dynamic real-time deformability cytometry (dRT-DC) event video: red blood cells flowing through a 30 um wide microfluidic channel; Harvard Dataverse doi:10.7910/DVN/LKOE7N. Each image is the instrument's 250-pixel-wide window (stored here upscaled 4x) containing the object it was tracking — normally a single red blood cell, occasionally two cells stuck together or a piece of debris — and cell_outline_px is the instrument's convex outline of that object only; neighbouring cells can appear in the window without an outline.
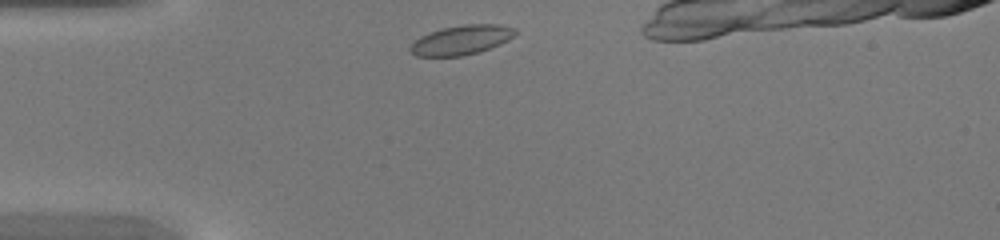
{"species": "common noctule bat (a hibernating species)", "species_latin": "Nyctalus noctula", "temperature_condition": "warm", "stored_images_in_passage": 29, "camera_frame_rate_fps": 3000, "um_per_image_px": 0.085, "animal": {"sex": "female", "body_mass_g": 20.0, "forearm_length_mm": 54.0}, "frame": {"image": 1, "passage_image": 1, "time_ms": 0.0, "image_size_px": [1000, 240], "cell_outline_px": [[516, 32], [508, 40], [500, 44], [480, 52], [460, 56], [416, 56], [408, 52], [408, 48], [420, 36], [428, 32], [440, 28], [464, 24], [500, 24], [516, 28]], "centroid_in_image_um": [39.19, 3.39], "position_along_channel_um": 45.8, "area_um2": 18.21}}
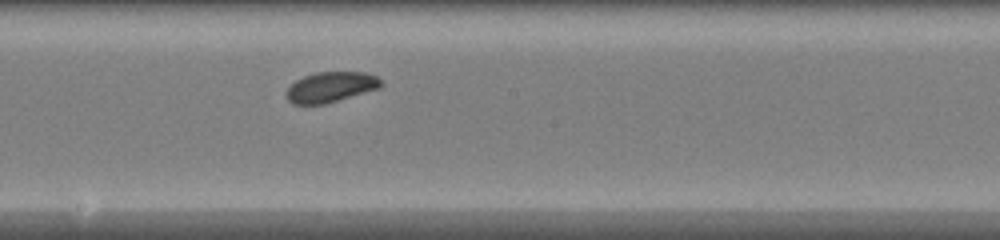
{"frame": {"image": 2, "passage_image": 14, "time_ms": 4.333, "image_size_px": [1000, 240], "cell_outline_px": [[384, 84], [380, 88], [324, 104], [292, 104], [284, 96], [284, 92], [296, 80], [304, 76], [316, 72], [364, 72], [376, 76]], "centroid_in_image_um": [28.09, 7.4], "position_along_channel_um": 220.1, "area_um2": 16.76}}
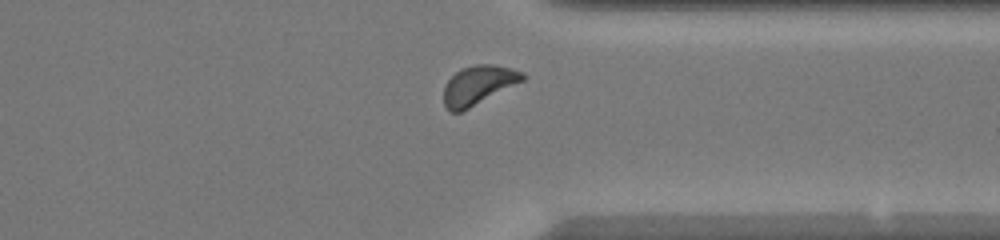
{"frame": {"image": 3, "passage_image": 24, "time_ms": 7.667, "image_size_px": [1000, 240], "cell_outline_px": [[524, 80], [460, 112], [448, 112], [444, 104], [444, 84], [456, 72], [464, 68], [476, 64], [492, 64], [524, 72]], "centroid_in_image_um": [40.62, 7.24], "position_along_channel_um": 370.8, "area_um2": 17.57}}